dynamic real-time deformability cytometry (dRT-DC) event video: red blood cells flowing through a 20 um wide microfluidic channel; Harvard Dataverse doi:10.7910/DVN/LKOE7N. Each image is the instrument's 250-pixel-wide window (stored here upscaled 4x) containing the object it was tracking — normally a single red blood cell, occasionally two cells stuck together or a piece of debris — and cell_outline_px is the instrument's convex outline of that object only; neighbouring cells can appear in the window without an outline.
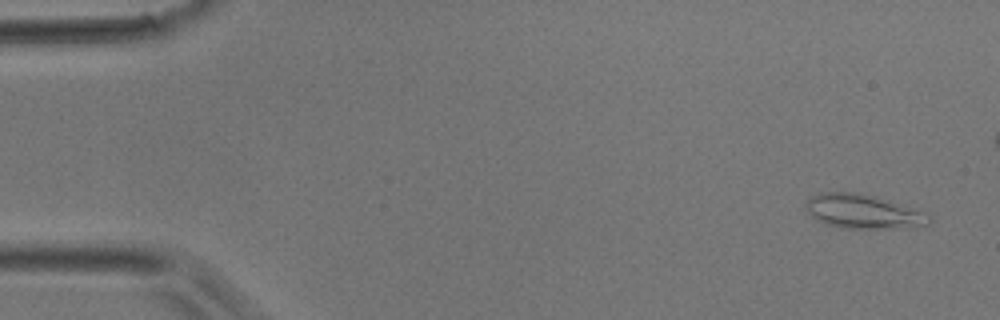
{"species": "common noctule bat (a hibernating species)", "species_latin": "Nyctalus noctula", "temperature_condition": "room temperature", "stored_images_in_passage": 4, "camera_frame_rate_fps": 3000, "um_per_image_px": 0.085, "animal": {"sex": "male", "body_mass_g": 17.9}, "frame": {"image": 1, "passage_image": 1, "time_ms": 0.0, "image_size_px": [1000, 320], "cell_outline_px": [[932, 220], [928, 224], [916, 228], [840, 228], [824, 224], [816, 220], [808, 212], [804, 204], [812, 196], [820, 192], [852, 192], [872, 196], [928, 212], [932, 216]], "centroid_in_image_um": [73.4, 18.0], "position_along_channel_um": 11.6, "area_um2": 24.74}}